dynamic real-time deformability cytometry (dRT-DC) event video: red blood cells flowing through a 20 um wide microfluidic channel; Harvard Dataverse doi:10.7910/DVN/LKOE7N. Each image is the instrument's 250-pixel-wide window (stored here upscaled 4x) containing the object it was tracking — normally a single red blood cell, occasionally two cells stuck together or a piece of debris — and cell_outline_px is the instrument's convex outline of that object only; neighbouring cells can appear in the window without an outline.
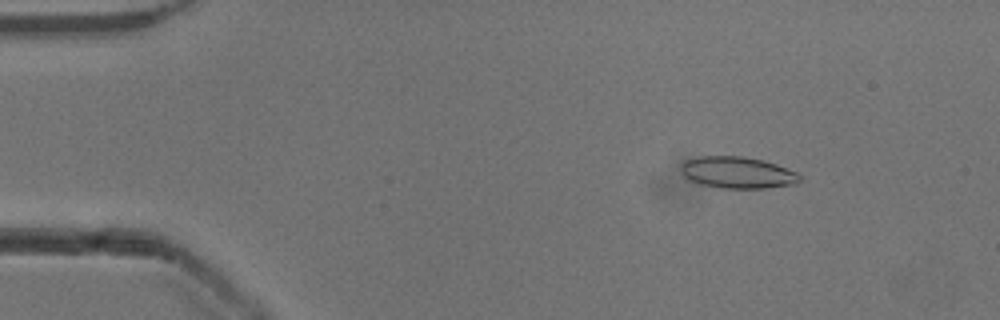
{"species": "common noctule bat (a hibernating species)", "species_latin": "Nyctalus noctula", "temperature_condition": "cold", "stored_images_in_passage": 48, "camera_frame_rate_fps": 3000, "um_per_image_px": 0.085, "animal": {"sex": "male", "body_mass_g": 13.3}, "frame": {"image": 1, "passage_image": 3, "time_ms": 0.667, "image_size_px": [1000, 320], "cell_outline_px": [[800, 180], [796, 184], [768, 188], [724, 188], [700, 184], [688, 180], [680, 172], [680, 164], [684, 160], [700, 156], [744, 156], [764, 160], [776, 164], [796, 172], [800, 176]], "centroid_in_image_um": [62.65, 14.66], "position_along_channel_um": 22.4, "area_um2": 22.14}}
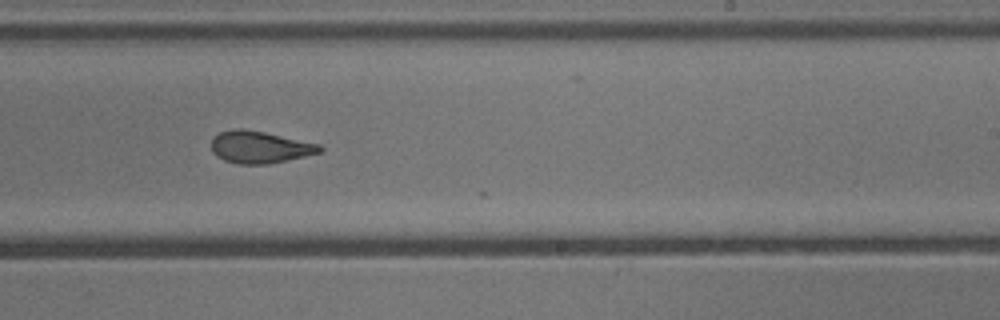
{"frame": {"image": 2, "passage_image": 28, "time_ms": 9.0, "image_size_px": [1000, 320], "cell_outline_px": [[324, 148], [320, 152], [288, 160], [268, 164], [240, 164], [224, 160], [216, 156], [212, 152], [212, 136], [220, 132], [232, 128], [240, 128], [264, 132], [320, 144]], "centroid_in_image_um": [22.05, 12.5], "position_along_channel_um": 266.9, "area_um2": 20.29}}
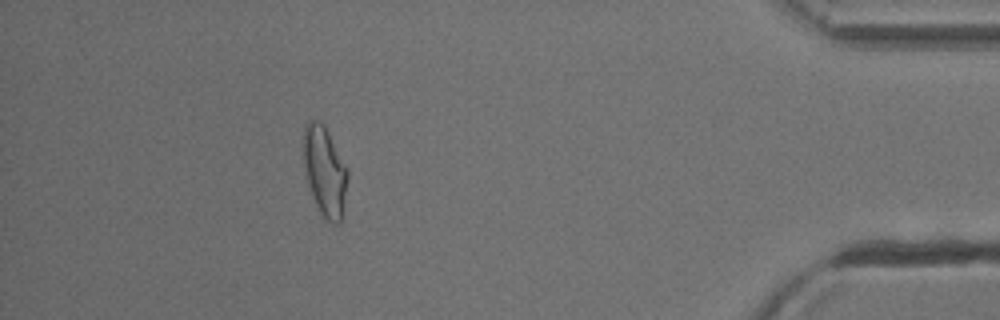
{"frame": {"image": 3, "passage_image": 43, "time_ms": 14.0, "image_size_px": [1000, 320], "cell_outline_px": [[348, 176], [340, 220], [336, 224], [332, 224], [324, 220], [320, 216], [316, 208], [304, 172], [304, 124], [308, 120], [316, 120], [324, 124], [348, 172]], "centroid_in_image_um": [27.56, 14.59], "position_along_channel_um": 407.6, "area_um2": 22.89}, "authors_computed_cell_mechanics": {"area_um2": 21.1548, "velocity_mm_per_s": 3.8938, "shape_relaxation_time_tau1_ms": 6.0566, "shape_relaxation_time_tau2_ms": 1.6957, "deformation_change_tau1": 0.1609, "deformation_change_tau2": 0.0795}}